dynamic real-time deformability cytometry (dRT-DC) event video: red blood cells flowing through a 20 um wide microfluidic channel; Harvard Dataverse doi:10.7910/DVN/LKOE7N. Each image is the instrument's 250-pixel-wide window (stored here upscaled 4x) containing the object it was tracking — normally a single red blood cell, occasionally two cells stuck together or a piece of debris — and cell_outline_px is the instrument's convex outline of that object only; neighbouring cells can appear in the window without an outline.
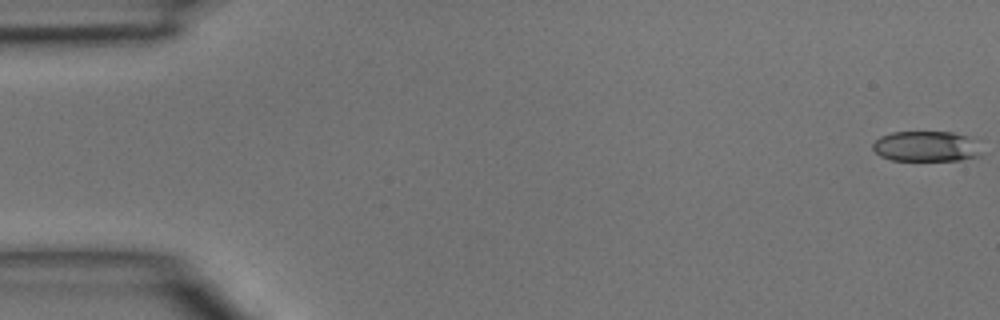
{"species": "common noctule bat (a hibernating species)", "species_latin": "Nyctalus noctula", "temperature_condition": "room temperature", "stored_images_in_passage": 46, "camera_frame_rate_fps": 3000, "um_per_image_px": 0.085, "animal": {"sex": "male", "body_mass_g": 15.6}, "frame": {"image": 1, "passage_image": 1, "time_ms": 0.0, "image_size_px": [1000, 320], "cell_outline_px": [[980, 156], [960, 160], [892, 160], [880, 156], [872, 148], [872, 144], [880, 136], [892, 132], [952, 132], [972, 136], [980, 152]], "centroid_in_image_um": [78.71, 12.43], "position_along_channel_um": 6.3, "area_um2": 19.31}}
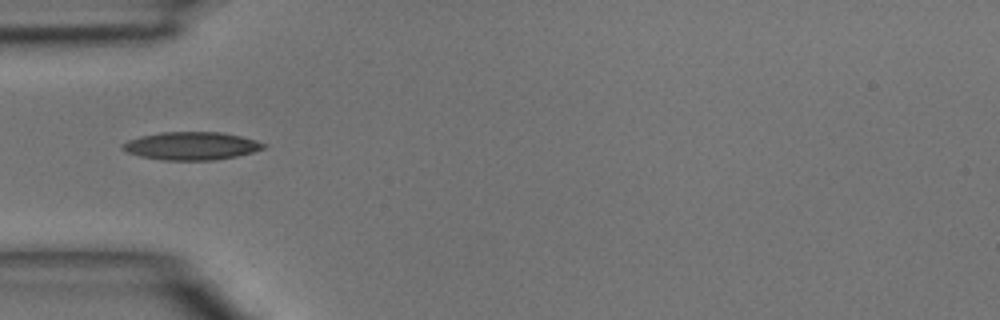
{"frame": {"image": 2, "passage_image": 15, "time_ms": 4.667, "image_size_px": [1000, 320], "cell_outline_px": [[268, 144], [264, 148], [252, 152], [236, 156], [212, 160], [164, 160], [140, 156], [128, 152], [120, 148], [120, 144], [128, 140], [160, 132], [220, 132], [240, 136], [256, 140]], "centroid_in_image_um": [16.26, 12.4], "position_along_channel_um": 68.7, "area_um2": 22.83}}
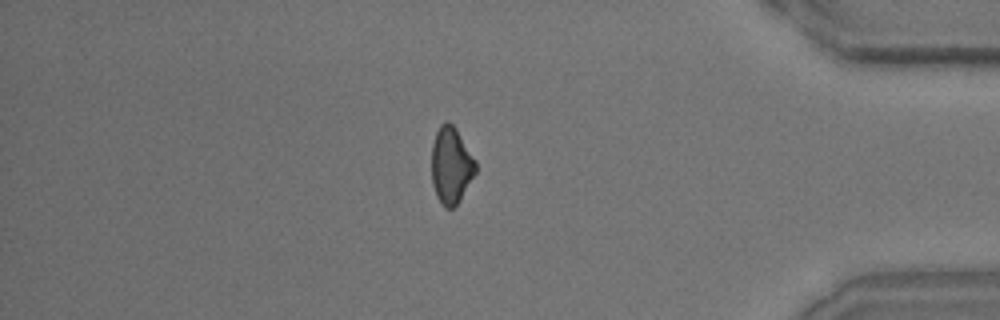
{"frame": {"image": 3, "passage_image": 40, "time_ms": 13.0, "image_size_px": [1000, 320], "cell_outline_px": [[476, 172], [460, 200], [452, 208], [444, 208], [436, 196], [432, 184], [432, 144], [436, 132], [440, 124], [444, 120], [448, 120], [456, 128], [476, 160]], "centroid_in_image_um": [38.34, 14.04], "position_along_channel_um": 396.9, "area_um2": 19.83}}